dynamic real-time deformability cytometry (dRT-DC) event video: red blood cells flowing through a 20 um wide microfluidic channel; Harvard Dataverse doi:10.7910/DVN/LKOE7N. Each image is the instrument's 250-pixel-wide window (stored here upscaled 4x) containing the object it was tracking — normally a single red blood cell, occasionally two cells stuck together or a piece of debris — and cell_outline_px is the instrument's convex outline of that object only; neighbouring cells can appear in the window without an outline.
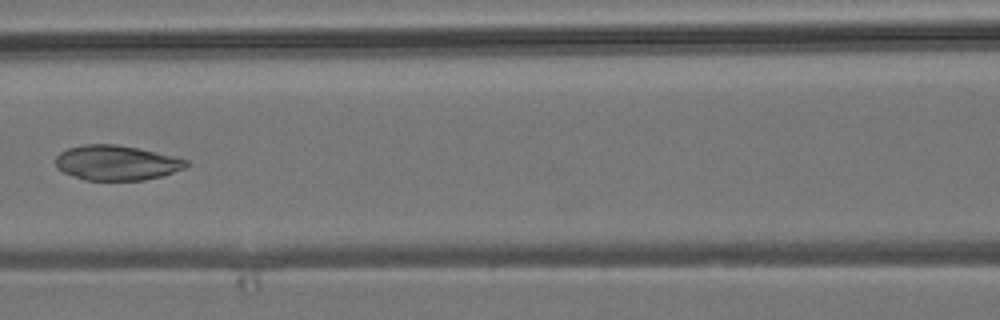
{"species": "common noctule bat (a hibernating species)", "species_latin": "Nyctalus noctula", "temperature_condition": "room temperature", "stored_images_in_passage": 8, "camera_frame_rate_fps": 3000, "um_per_image_px": 0.085, "animal": {"sex": "male", "body_mass_g": 19.2, "forearm_length_mm": 51.8}, "frame": {"image": 1, "passage_image": 6, "time_ms": 6.0, "image_size_px": [1000, 320], "cell_outline_px": [[188, 164], [184, 168], [164, 176], [144, 180], [84, 180], [64, 172], [56, 168], [56, 156], [60, 152], [68, 148], [84, 144], [116, 144], [136, 148], [172, 156], [188, 160]], "centroid_in_image_um": [9.88, 13.84], "position_along_channel_um": 156.7, "area_um2": 26.47}}
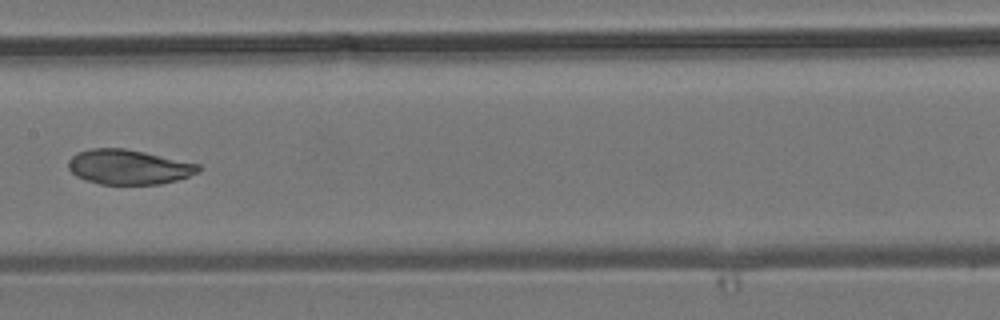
{"frame": {"image": 2, "passage_image": 7, "time_ms": 7.0, "image_size_px": [1000, 320], "cell_outline_px": [[200, 168], [196, 172], [188, 176], [176, 180], [160, 184], [100, 184], [76, 176], [68, 168], [68, 160], [76, 152], [92, 148], [124, 148], [144, 152], [200, 164]], "centroid_in_image_um": [10.9, 14.18], "position_along_channel_um": 196.5, "area_um2": 26.18}}
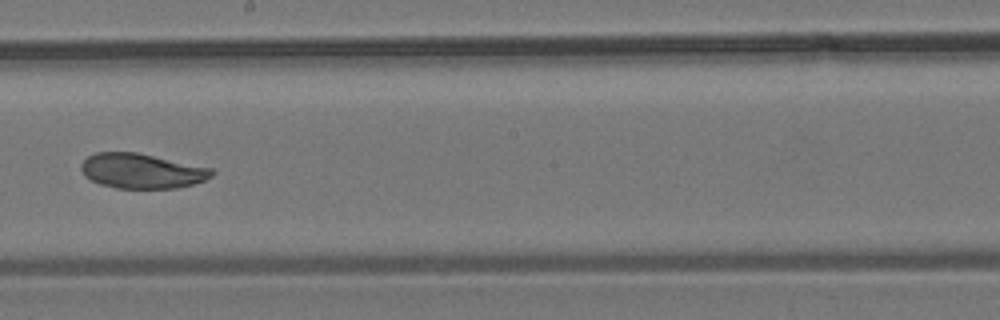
{"frame": {"image": 3, "passage_image": 8, "time_ms": 8.0, "image_size_px": [1000, 320], "cell_outline_px": [[216, 172], [212, 176], [204, 180], [192, 184], [176, 188], [116, 188], [100, 184], [84, 176], [80, 168], [80, 164], [88, 156], [96, 152], [136, 152], [212, 168]], "centroid_in_image_um": [12.03, 14.53], "position_along_channel_um": 236.2, "area_um2": 26.53}}